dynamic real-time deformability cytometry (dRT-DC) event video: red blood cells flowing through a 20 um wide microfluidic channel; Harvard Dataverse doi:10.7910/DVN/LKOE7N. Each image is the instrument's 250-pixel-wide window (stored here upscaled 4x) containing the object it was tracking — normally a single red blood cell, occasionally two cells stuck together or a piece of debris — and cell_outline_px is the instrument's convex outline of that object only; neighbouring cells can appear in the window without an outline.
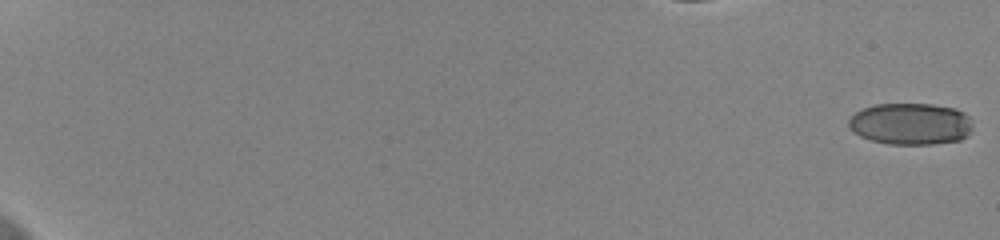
{"species": "human", "species_latin": "Homo sapiens", "temperature_condition": "cold", "stored_images_in_passage": 59, "camera_frame_rate_fps": 3000, "um_per_image_px": 0.085, "donor": {"sex": "female"}, "frame": {"image": 1, "passage_image": 1, "time_ms": 0.0, "image_size_px": [1000, 240], "cell_outline_px": [[972, 128], [968, 136], [960, 140], [932, 144], [888, 144], [872, 140], [860, 136], [848, 124], [848, 120], [856, 112], [864, 108], [876, 104], [932, 104], [956, 108], [964, 112], [968, 116], [972, 124]], "centroid_in_image_um": [77.45, 10.52], "position_along_channel_um": 7.6, "area_um2": 30.11}}
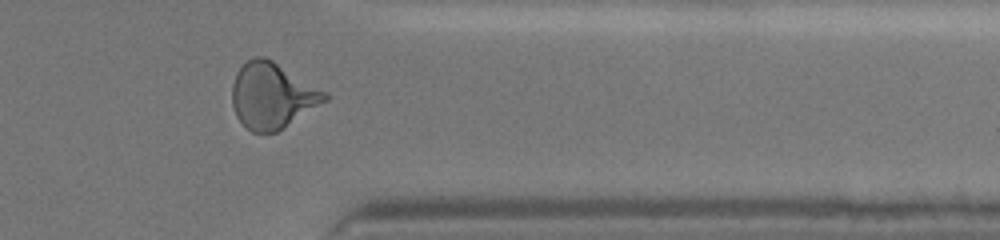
{"frame": {"image": 2, "passage_image": 51, "time_ms": 16.667, "image_size_px": [1000, 240], "cell_outline_px": [[328, 100], [276, 132], [252, 132], [236, 116], [232, 104], [232, 84], [236, 72], [252, 56], [264, 56], [272, 60], [328, 92]], "centroid_in_image_um": [23.14, 8.11], "position_along_channel_um": 388.3, "area_um2": 35.37}}
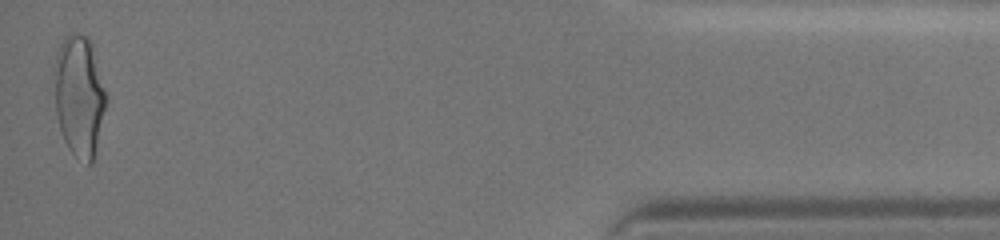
{"frame": {"image": 3, "passage_image": 59, "time_ms": 19.333, "image_size_px": [1000, 240], "cell_outline_px": [[104, 108], [92, 164], [88, 164], [76, 156], [68, 148], [64, 140], [60, 128], [56, 112], [56, 52], [64, 36], [72, 32], [76, 32], [88, 36], [92, 44], [104, 92]], "centroid_in_image_um": [6.71, 8.1], "position_along_channel_um": 428.5, "area_um2": 35.26}, "authors_computed_cell_mechanics": {"area_um2": 33.1194, "velocity_mm_per_s": 3.6549, "shape_relaxation_time_tau1_ms": 10.3704, "shape_relaxation_time_tau2_ms": 0.7354, "deformation_change_tau1": 0.2267, "deformation_change_tau2": 0.0546}}